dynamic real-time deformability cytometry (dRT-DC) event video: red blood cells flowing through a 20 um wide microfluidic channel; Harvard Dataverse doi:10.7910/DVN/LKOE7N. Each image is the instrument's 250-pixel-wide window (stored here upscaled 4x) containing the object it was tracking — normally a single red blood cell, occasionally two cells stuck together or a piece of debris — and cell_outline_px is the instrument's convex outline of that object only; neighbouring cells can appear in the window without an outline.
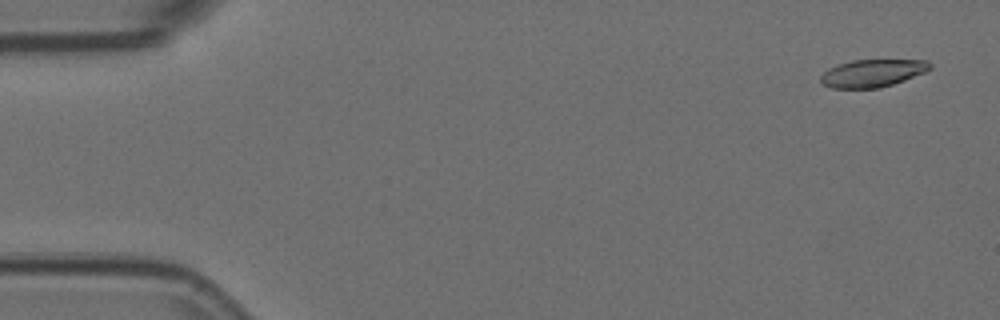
{"species": "Egyptian fruit bat (a non-hibernating species)", "species_latin": "Rousettus aegyptiacus", "temperature_condition": "room temperature", "stored_images_in_passage": 6, "camera_frame_rate_fps": 3000, "um_per_image_px": 0.085, "animal": {"sex": "female"}, "frame": {"image": 1, "passage_image": 1, "time_ms": 0.0, "image_size_px": [1000, 320], "cell_outline_px": [[932, 68], [924, 72], [904, 80], [880, 88], [832, 88], [824, 84], [820, 80], [820, 76], [828, 68], [852, 60], [928, 60], [932, 64]], "centroid_in_image_um": [74.17, 6.21], "position_along_channel_um": 10.8, "area_um2": 17.46}}
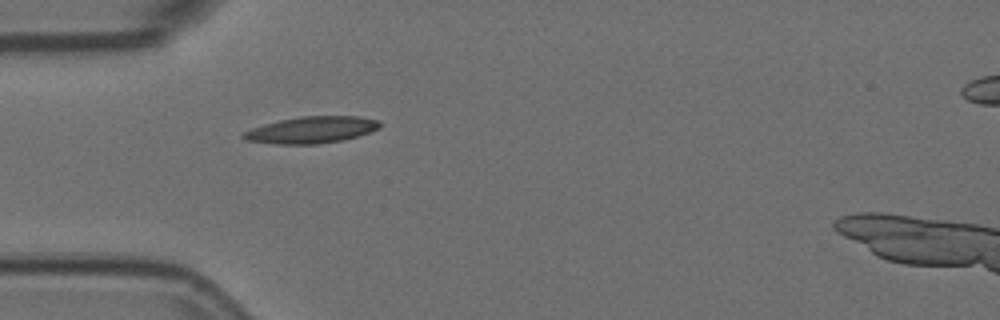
{"frame": {"image": 2, "passage_image": 5, "time_ms": 1.333, "image_size_px": [1000, 320], "cell_outline_px": [[380, 128], [344, 140], [316, 144], [276, 144], [244, 140], [240, 136], [244, 132], [252, 128], [264, 124], [280, 120], [300, 116], [360, 116], [380, 120]], "centroid_in_image_um": [26.47, 11.03], "position_along_channel_um": 58.5, "area_um2": 21.21}}